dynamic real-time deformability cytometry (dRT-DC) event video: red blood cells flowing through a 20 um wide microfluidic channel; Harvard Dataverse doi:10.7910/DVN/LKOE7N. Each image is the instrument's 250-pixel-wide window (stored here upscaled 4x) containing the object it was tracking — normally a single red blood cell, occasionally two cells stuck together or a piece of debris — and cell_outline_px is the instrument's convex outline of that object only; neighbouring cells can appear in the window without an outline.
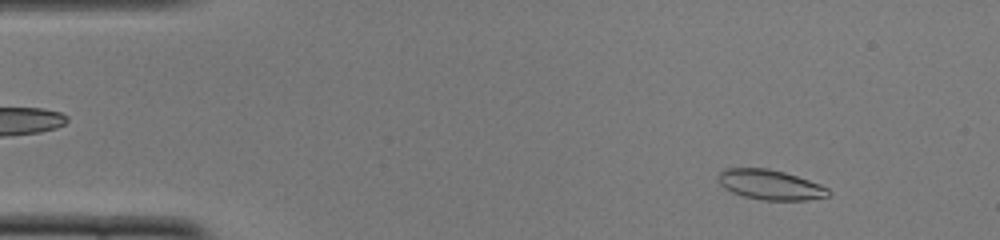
{"species": "common noctule bat (a hibernating species)", "species_latin": "Nyctalus noctula", "temperature_condition": "cold", "stored_images_in_passage": 51, "camera_frame_rate_fps": 3000, "um_per_image_px": 0.085, "animal": {"sex": "female", "body_mass_g": 22.0, "forearm_length_mm": 56.7}, "frame": {"image": 1, "passage_image": 5, "time_ms": 1.333, "image_size_px": [1000, 240], "cell_outline_px": [[832, 192], [828, 196], [808, 200], [764, 200], [744, 196], [732, 192], [724, 188], [720, 184], [720, 172], [724, 168], [768, 168], [784, 172], [820, 184], [828, 188]], "centroid_in_image_um": [65.5, 15.7], "position_along_channel_um": 19.5, "area_um2": 19.07}}
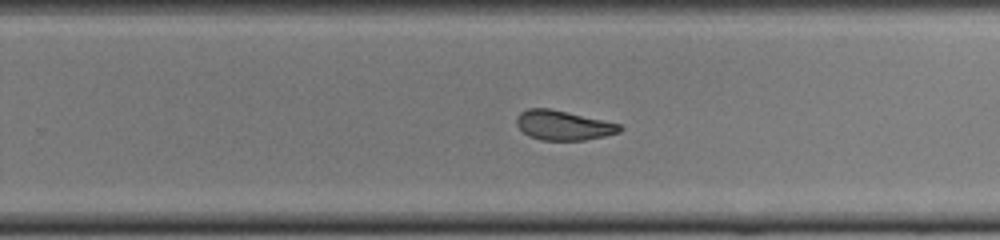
{"frame": {"image": 2, "passage_image": 32, "time_ms": 10.333, "image_size_px": [1000, 240], "cell_outline_px": [[624, 128], [620, 132], [604, 136], [584, 140], [540, 140], [528, 136], [516, 124], [516, 116], [520, 112], [528, 108], [548, 108], [620, 124]], "centroid_in_image_um": [47.85, 10.66], "position_along_channel_um": 281.9, "area_um2": 17.69}}
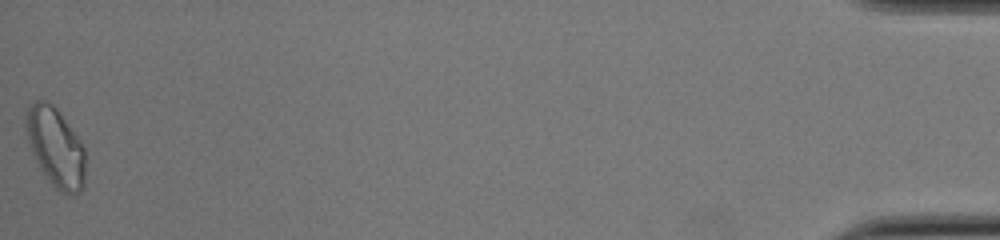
{"frame": {"image": 3, "passage_image": 51, "time_ms": 16.667, "image_size_px": [1000, 240], "cell_outline_px": [[84, 188], [76, 196], [72, 196], [60, 192], [48, 180], [40, 168], [32, 152], [28, 140], [24, 124], [28, 104], [36, 100], [44, 100], [52, 104], [56, 108], [80, 140], [84, 148]], "centroid_in_image_um": [4.72, 12.53], "position_along_channel_um": 430.5, "area_um2": 27.46}, "authors_computed_cell_mechanics": {"area_um2": 19.1896, "velocity_mm_per_s": 3.8576, "shape_relaxation_time_tau1_ms": null, "shape_relaxation_time_tau2_ms": 2.7075, "deformation_change_tau1": null, "deformation_change_tau2": 0.0666}}